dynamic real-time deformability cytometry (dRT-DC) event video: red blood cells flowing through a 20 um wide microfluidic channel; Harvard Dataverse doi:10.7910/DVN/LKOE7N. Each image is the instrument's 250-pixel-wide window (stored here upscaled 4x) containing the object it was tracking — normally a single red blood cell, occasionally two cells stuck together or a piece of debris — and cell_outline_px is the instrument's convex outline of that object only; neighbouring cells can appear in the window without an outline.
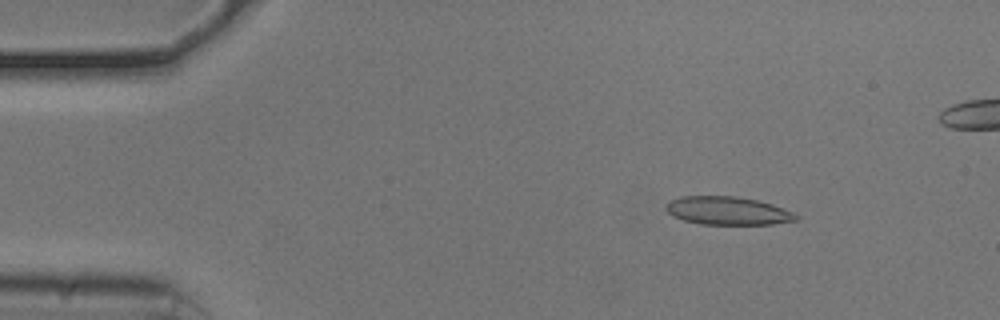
{"species": "common noctule bat (a hibernating species)", "species_latin": "Nyctalus noctula", "temperature_condition": "cold", "stored_images_in_passage": 50, "camera_frame_rate_fps": 3000, "um_per_image_px": 0.085, "animal": {"sex": "male", "body_mass_g": 20.5, "forearm_length_mm": 52.5}, "frame": {"image": 1, "passage_image": 7, "time_ms": 2.0, "image_size_px": [1000, 320], "cell_outline_px": [[800, 220], [772, 224], [700, 224], [684, 220], [668, 212], [664, 208], [672, 200], [680, 196], [736, 196], [756, 200], [772, 204], [792, 212], [800, 216]], "centroid_in_image_um": [61.9, 17.91], "position_along_channel_um": 23.1, "area_um2": 21.21}}
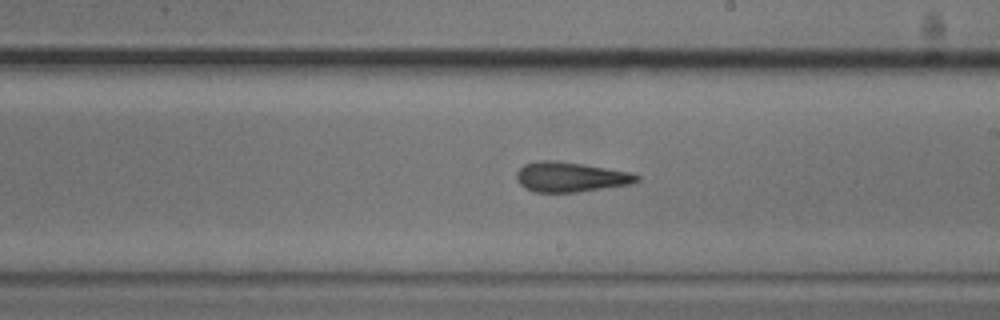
{"frame": {"image": 2, "passage_image": 30, "time_ms": 9.667, "image_size_px": [1000, 320], "cell_outline_px": [[640, 180], [632, 184], [576, 192], [532, 192], [524, 188], [516, 180], [516, 172], [524, 164], [540, 160], [556, 160], [632, 172], [640, 176]], "centroid_in_image_um": [48.48, 15.04], "position_along_channel_um": 240.5, "area_um2": 21.1}}
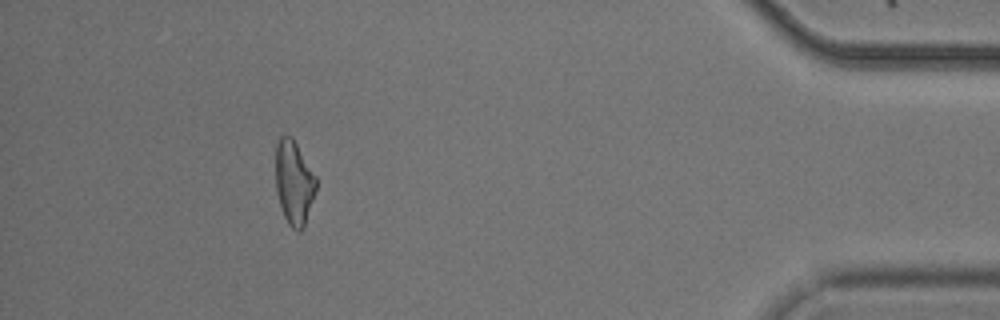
{"frame": {"image": 3, "passage_image": 48, "time_ms": 15.667, "image_size_px": [1000, 320], "cell_outline_px": [[316, 192], [304, 228], [300, 232], [296, 232], [288, 224], [284, 216], [276, 192], [276, 144], [280, 136], [292, 136], [316, 176]], "centroid_in_image_um": [25.0, 15.55], "position_along_channel_um": 410.2, "area_um2": 20.0}}